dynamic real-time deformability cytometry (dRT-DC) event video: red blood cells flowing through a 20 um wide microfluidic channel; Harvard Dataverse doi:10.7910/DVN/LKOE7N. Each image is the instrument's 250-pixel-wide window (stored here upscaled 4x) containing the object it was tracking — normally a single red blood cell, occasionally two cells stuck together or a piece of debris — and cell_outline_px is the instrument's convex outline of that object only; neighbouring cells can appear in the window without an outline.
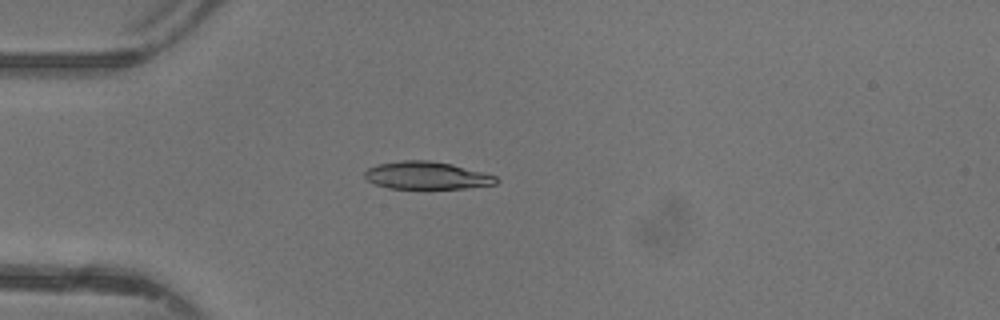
{"species": "common noctule bat (a hibernating species)", "species_latin": "Nyctalus noctula", "temperature_condition": "warm", "stored_images_in_passage": 48, "camera_frame_rate_fps": 3000, "um_per_image_px": 0.085, "animal": {"sex": "female"}, "frame": {"image": 1, "passage_image": 14, "time_ms": 4.333, "image_size_px": [1000, 320], "cell_outline_px": [[500, 180], [496, 184], [464, 188], [388, 188], [376, 184], [368, 180], [364, 176], [364, 172], [368, 168], [376, 164], [404, 160], [428, 160], [452, 164], [484, 172], [496, 176]], "centroid_in_image_um": [36.28, 14.9], "position_along_channel_um": 48.7, "area_um2": 21.1}}
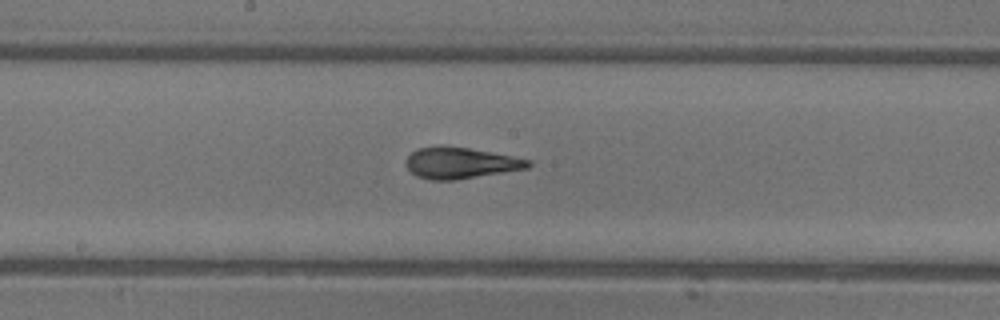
{"frame": {"image": 2, "passage_image": 26, "time_ms": 8.333, "image_size_px": [1000, 320], "cell_outline_px": [[532, 164], [528, 168], [456, 180], [428, 180], [416, 176], [404, 164], [404, 160], [416, 148], [440, 144], [444, 144], [468, 148], [512, 156], [532, 160]], "centroid_in_image_um": [39.09, 13.84], "position_along_channel_um": 209.1, "area_um2": 22.6}}
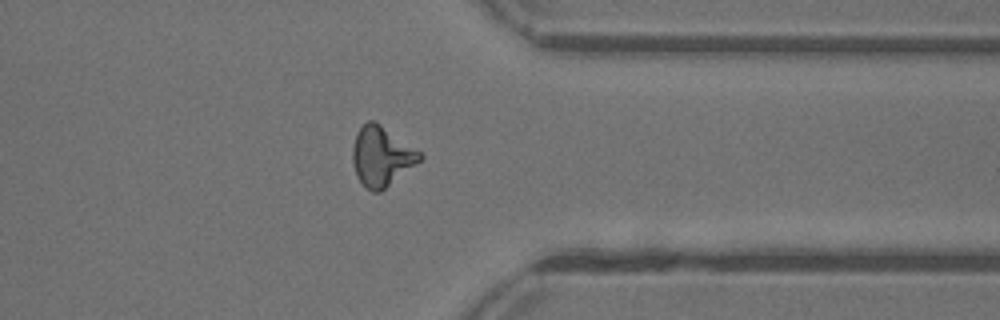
{"frame": {"image": 3, "passage_image": 38, "time_ms": 12.333, "image_size_px": [1000, 320], "cell_outline_px": [[424, 156], [420, 160], [380, 192], [372, 192], [356, 176], [352, 160], [352, 148], [356, 132], [368, 120], [372, 120], [380, 124], [420, 152]], "centroid_in_image_um": [32.39, 13.28], "position_along_channel_um": 379.0, "area_um2": 22.83}, "authors_computed_cell_mechanics": {"area_um2": 22.0218, "velocity_mm_per_s": 4.4021, "shape_relaxation_time_tau1_ms": 4.4341, "shape_relaxation_time_tau2_ms": 1.2211, "deformation_change_tau1": 0.2095, "deformation_change_tau2": 0.1048}}